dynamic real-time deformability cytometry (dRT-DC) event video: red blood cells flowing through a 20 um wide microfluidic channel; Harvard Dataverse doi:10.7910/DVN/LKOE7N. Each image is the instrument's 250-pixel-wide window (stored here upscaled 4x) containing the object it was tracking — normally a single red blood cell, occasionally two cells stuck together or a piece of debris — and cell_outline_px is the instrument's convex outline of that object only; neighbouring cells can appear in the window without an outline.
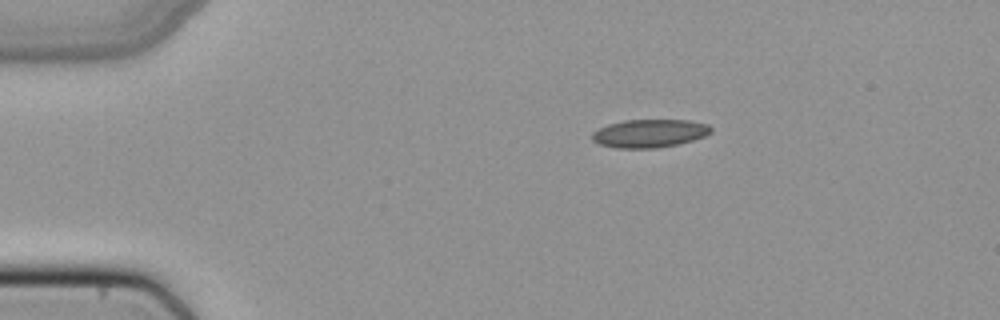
{"species": "common noctule bat (a hibernating species)", "species_latin": "Nyctalus noctula", "temperature_condition": "cold", "stored_images_in_passage": 42, "camera_frame_rate_fps": 3000, "um_per_image_px": 0.085, "animal": {"sex": "female", "body_mass_g": 22.7, "forearm_length_mm": 54.2}, "frame": {"image": 1, "passage_image": 1, "time_ms": 0.0, "image_size_px": [1000, 320], "cell_outline_px": [[712, 132], [704, 136], [692, 140], [676, 144], [656, 148], [616, 148], [600, 144], [592, 140], [592, 132], [608, 124], [624, 120], [688, 120], [708, 124], [712, 128]], "centroid_in_image_um": [55.2, 11.33], "position_along_channel_um": 29.8, "area_um2": 19.42}}
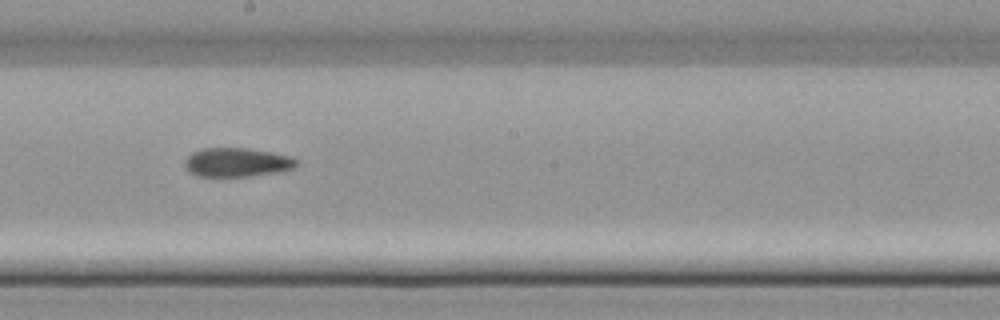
{"frame": {"image": 2, "passage_image": 20, "time_ms": 6.333, "image_size_px": [1000, 320], "cell_outline_px": [[296, 164], [292, 168], [280, 172], [252, 176], [196, 176], [184, 164], [184, 160], [192, 152], [200, 148], [248, 148], [272, 152], [292, 156], [296, 160]], "centroid_in_image_um": [20.14, 13.79], "position_along_channel_um": 228.1, "area_um2": 18.84}}
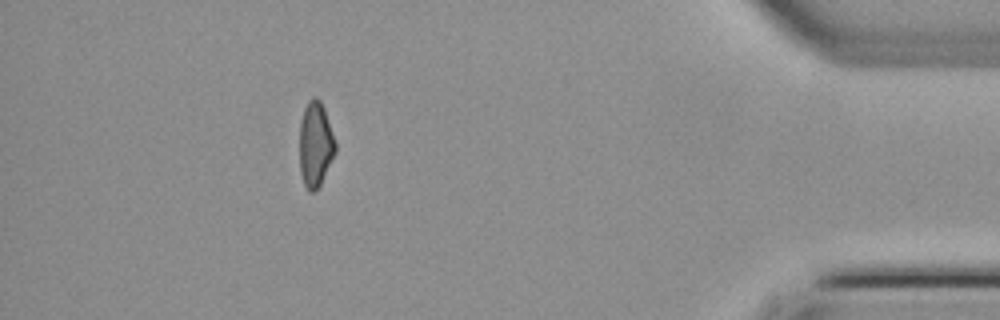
{"frame": {"image": 3, "passage_image": 37, "time_ms": 12.0, "image_size_px": [1000, 320], "cell_outline_px": [[336, 152], [320, 184], [312, 192], [308, 192], [304, 184], [300, 172], [300, 120], [304, 108], [308, 100], [312, 96], [316, 96], [320, 100], [324, 108], [336, 144]], "centroid_in_image_um": [26.8, 12.24], "position_along_channel_um": 408.4, "area_um2": 17.74}}